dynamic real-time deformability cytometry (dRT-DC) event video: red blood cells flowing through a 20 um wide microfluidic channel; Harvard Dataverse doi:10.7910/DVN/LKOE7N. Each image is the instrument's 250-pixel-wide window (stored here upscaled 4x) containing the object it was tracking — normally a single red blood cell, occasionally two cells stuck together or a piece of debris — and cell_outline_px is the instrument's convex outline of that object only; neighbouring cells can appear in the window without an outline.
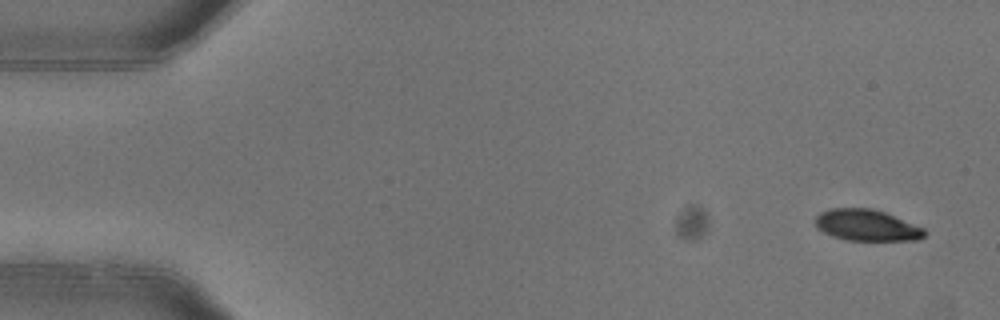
{"species": "common noctule bat (a hibernating species)", "species_latin": "Nyctalus noctula", "temperature_condition": "warm", "stored_images_in_passage": 4, "camera_frame_rate_fps": 3000, "um_per_image_px": 0.085, "animal": {"sex": "female"}, "frame": {"image": 1, "passage_image": 1, "time_ms": 0.0, "image_size_px": [1000, 320], "cell_outline_px": [[928, 232], [920, 240], [844, 240], [832, 236], [816, 228], [816, 216], [820, 212], [828, 208], [868, 208], [884, 212], [924, 228]], "centroid_in_image_um": [73.66, 19.15], "position_along_channel_um": 11.3, "area_um2": 19.94}}
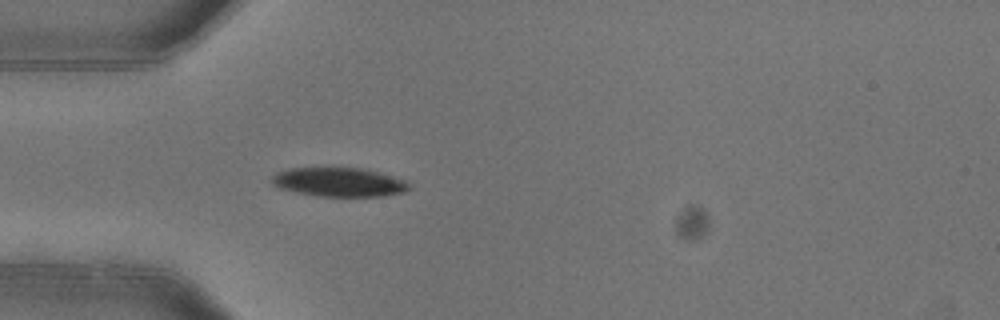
{"frame": {"image": 2, "passage_image": 4, "time_ms": 1.0, "image_size_px": [1000, 320], "cell_outline_px": [[408, 188], [404, 192], [380, 196], [316, 196], [296, 192], [280, 188], [272, 180], [272, 176], [276, 172], [288, 168], [364, 168], [404, 180], [408, 184]], "centroid_in_image_um": [28.78, 15.48], "position_along_channel_um": 56.2, "area_um2": 22.83}}